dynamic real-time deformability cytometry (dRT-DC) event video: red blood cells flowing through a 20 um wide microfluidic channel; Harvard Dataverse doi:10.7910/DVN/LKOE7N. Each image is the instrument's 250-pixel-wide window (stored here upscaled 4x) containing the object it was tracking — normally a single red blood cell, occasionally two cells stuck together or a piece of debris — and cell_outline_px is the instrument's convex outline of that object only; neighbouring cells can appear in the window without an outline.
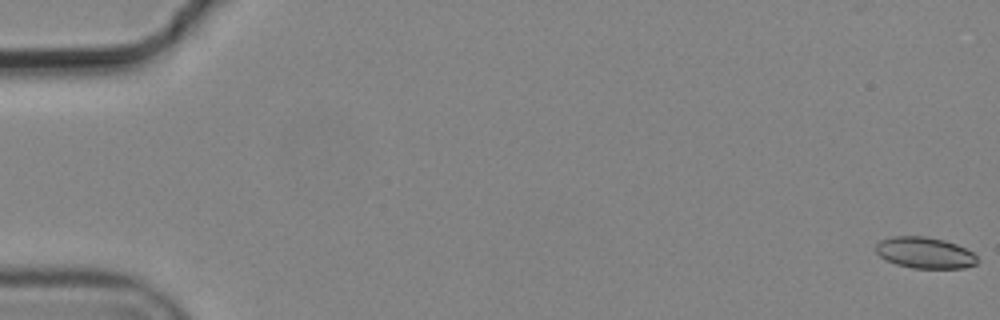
{"species": "common noctule bat (a hibernating species)", "species_latin": "Nyctalus noctula", "temperature_condition": "cold", "stored_images_in_passage": 5, "camera_frame_rate_fps": 3000, "um_per_image_px": 0.085, "animal": {"sex": "male", "body_mass_g": 19.2, "forearm_length_mm": 51.8}, "frame": {"image": 1, "passage_image": 1, "time_ms": 0.0, "image_size_px": [1000, 320], "cell_outline_px": [[980, 260], [976, 264], [964, 268], [912, 268], [896, 264], [880, 256], [876, 252], [876, 244], [880, 240], [892, 236], [924, 236], [944, 240], [956, 244], [972, 252]], "centroid_in_image_um": [78.62, 21.48], "position_along_channel_um": 6.4, "area_um2": 18.44}}
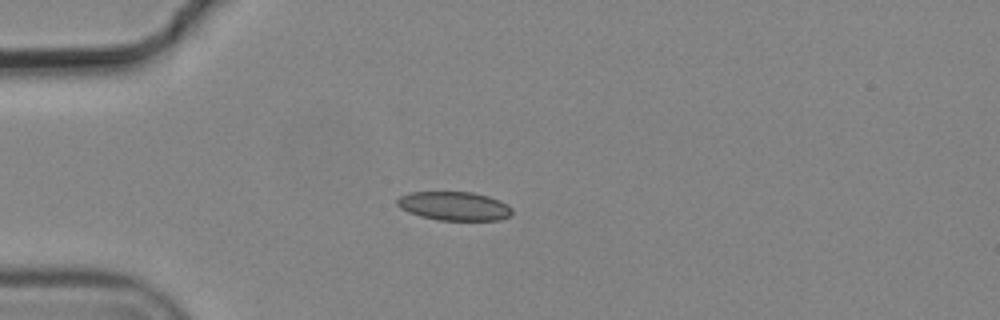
{"frame": {"image": 2, "passage_image": 5, "time_ms": 1.333, "image_size_px": [1000, 320], "cell_outline_px": [[512, 212], [508, 216], [500, 220], [440, 220], [420, 216], [408, 212], [400, 208], [396, 204], [396, 200], [400, 196], [408, 192], [472, 192], [488, 196], [500, 200], [508, 204], [512, 208]], "centroid_in_image_um": [38.6, 17.51], "position_along_channel_um": 46.4, "area_um2": 19.36}}